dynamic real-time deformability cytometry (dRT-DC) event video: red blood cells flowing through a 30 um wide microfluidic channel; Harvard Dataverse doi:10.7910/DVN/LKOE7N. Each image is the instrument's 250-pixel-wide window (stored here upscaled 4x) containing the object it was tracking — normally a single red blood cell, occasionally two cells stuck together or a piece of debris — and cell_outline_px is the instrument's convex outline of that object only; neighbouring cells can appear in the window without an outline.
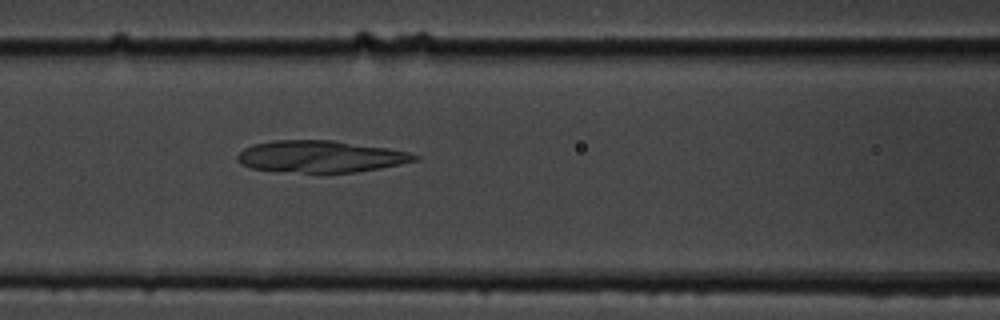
{"species": "common noctule bat (a hibernating species)", "species_latin": "Nyctalus noctula", "temperature_condition": "cold", "stored_images_in_passage": 7, "camera_frame_rate_fps": 3000, "um_per_image_px": 0.085, "animal": {"sex": "male", "body_mass_g": 19.5, "forearm_length_mm": 54.6}, "frame": {"image": 1, "passage_image": 7, "time_ms": 7.0, "image_size_px": [1000, 320], "cell_outline_px": [[416, 160], [400, 164], [380, 168], [356, 172], [300, 172], [252, 168], [240, 164], [236, 160], [236, 156], [244, 148], [252, 144], [272, 140], [332, 140], [388, 148], [412, 152], [416, 156]], "centroid_in_image_um": [27.22, 13.29], "position_along_channel_um": 139.4, "area_um2": 32.66}}